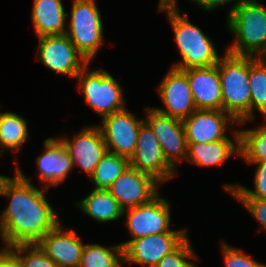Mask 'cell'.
Here are the masks:
<instances>
[{
	"label": "cell",
	"instance_id": "obj_12",
	"mask_svg": "<svg viewBox=\"0 0 266 267\" xmlns=\"http://www.w3.org/2000/svg\"><path fill=\"white\" fill-rule=\"evenodd\" d=\"M127 213V214H126ZM131 240L148 235L167 233L170 229V205L157 193L148 202L123 210Z\"/></svg>",
	"mask_w": 266,
	"mask_h": 267
},
{
	"label": "cell",
	"instance_id": "obj_35",
	"mask_svg": "<svg viewBox=\"0 0 266 267\" xmlns=\"http://www.w3.org/2000/svg\"><path fill=\"white\" fill-rule=\"evenodd\" d=\"M11 179V177L0 175V195L3 194L5 184Z\"/></svg>",
	"mask_w": 266,
	"mask_h": 267
},
{
	"label": "cell",
	"instance_id": "obj_33",
	"mask_svg": "<svg viewBox=\"0 0 266 267\" xmlns=\"http://www.w3.org/2000/svg\"><path fill=\"white\" fill-rule=\"evenodd\" d=\"M191 1H194L195 4L199 5V7L203 8V10L206 11H211V10L213 11V9L215 10L216 8H218L223 4H226L228 2H234V4L231 5L232 7H230V10L228 12L229 13L228 15H230L242 0H191Z\"/></svg>",
	"mask_w": 266,
	"mask_h": 267
},
{
	"label": "cell",
	"instance_id": "obj_4",
	"mask_svg": "<svg viewBox=\"0 0 266 267\" xmlns=\"http://www.w3.org/2000/svg\"><path fill=\"white\" fill-rule=\"evenodd\" d=\"M218 73L222 110L239 124H245L250 119L249 56H236L225 51L218 62Z\"/></svg>",
	"mask_w": 266,
	"mask_h": 267
},
{
	"label": "cell",
	"instance_id": "obj_11",
	"mask_svg": "<svg viewBox=\"0 0 266 267\" xmlns=\"http://www.w3.org/2000/svg\"><path fill=\"white\" fill-rule=\"evenodd\" d=\"M129 162L132 168L152 176L160 184L177 174L167 163L159 140L145 121L139 129L134 155Z\"/></svg>",
	"mask_w": 266,
	"mask_h": 267
},
{
	"label": "cell",
	"instance_id": "obj_27",
	"mask_svg": "<svg viewBox=\"0 0 266 267\" xmlns=\"http://www.w3.org/2000/svg\"><path fill=\"white\" fill-rule=\"evenodd\" d=\"M111 248L98 244L84 245L79 267H121L124 262L122 245Z\"/></svg>",
	"mask_w": 266,
	"mask_h": 267
},
{
	"label": "cell",
	"instance_id": "obj_8",
	"mask_svg": "<svg viewBox=\"0 0 266 267\" xmlns=\"http://www.w3.org/2000/svg\"><path fill=\"white\" fill-rule=\"evenodd\" d=\"M143 122V119H137L131 111H126V108L102 118V124L97 126L102 132L107 151L130 160L134 155Z\"/></svg>",
	"mask_w": 266,
	"mask_h": 267
},
{
	"label": "cell",
	"instance_id": "obj_21",
	"mask_svg": "<svg viewBox=\"0 0 266 267\" xmlns=\"http://www.w3.org/2000/svg\"><path fill=\"white\" fill-rule=\"evenodd\" d=\"M232 132L236 144L229 137L210 143H187L186 160L199 166H213L223 163L235 153L239 155V130Z\"/></svg>",
	"mask_w": 266,
	"mask_h": 267
},
{
	"label": "cell",
	"instance_id": "obj_16",
	"mask_svg": "<svg viewBox=\"0 0 266 267\" xmlns=\"http://www.w3.org/2000/svg\"><path fill=\"white\" fill-rule=\"evenodd\" d=\"M60 139L69 151L73 167L79 165L89 176L107 152L105 140L98 126L84 127L72 140Z\"/></svg>",
	"mask_w": 266,
	"mask_h": 267
},
{
	"label": "cell",
	"instance_id": "obj_17",
	"mask_svg": "<svg viewBox=\"0 0 266 267\" xmlns=\"http://www.w3.org/2000/svg\"><path fill=\"white\" fill-rule=\"evenodd\" d=\"M37 244L59 267H79L84 244L74 229L64 231L59 223Z\"/></svg>",
	"mask_w": 266,
	"mask_h": 267
},
{
	"label": "cell",
	"instance_id": "obj_25",
	"mask_svg": "<svg viewBox=\"0 0 266 267\" xmlns=\"http://www.w3.org/2000/svg\"><path fill=\"white\" fill-rule=\"evenodd\" d=\"M129 166L128 158L107 151L90 176L93 189H108Z\"/></svg>",
	"mask_w": 266,
	"mask_h": 267
},
{
	"label": "cell",
	"instance_id": "obj_1",
	"mask_svg": "<svg viewBox=\"0 0 266 267\" xmlns=\"http://www.w3.org/2000/svg\"><path fill=\"white\" fill-rule=\"evenodd\" d=\"M15 172L5 184L2 194L10 198L0 215V235L5 248L37 244L60 223L44 196L48 189L35 188L17 164Z\"/></svg>",
	"mask_w": 266,
	"mask_h": 267
},
{
	"label": "cell",
	"instance_id": "obj_32",
	"mask_svg": "<svg viewBox=\"0 0 266 267\" xmlns=\"http://www.w3.org/2000/svg\"><path fill=\"white\" fill-rule=\"evenodd\" d=\"M248 209L262 226L259 231L266 230V199H237Z\"/></svg>",
	"mask_w": 266,
	"mask_h": 267
},
{
	"label": "cell",
	"instance_id": "obj_26",
	"mask_svg": "<svg viewBox=\"0 0 266 267\" xmlns=\"http://www.w3.org/2000/svg\"><path fill=\"white\" fill-rule=\"evenodd\" d=\"M239 156L247 163L266 162V124L257 129L239 130Z\"/></svg>",
	"mask_w": 266,
	"mask_h": 267
},
{
	"label": "cell",
	"instance_id": "obj_37",
	"mask_svg": "<svg viewBox=\"0 0 266 267\" xmlns=\"http://www.w3.org/2000/svg\"><path fill=\"white\" fill-rule=\"evenodd\" d=\"M177 0H168V5H173Z\"/></svg>",
	"mask_w": 266,
	"mask_h": 267
},
{
	"label": "cell",
	"instance_id": "obj_14",
	"mask_svg": "<svg viewBox=\"0 0 266 267\" xmlns=\"http://www.w3.org/2000/svg\"><path fill=\"white\" fill-rule=\"evenodd\" d=\"M160 183L152 176L129 166L107 189L123 210L148 202Z\"/></svg>",
	"mask_w": 266,
	"mask_h": 267
},
{
	"label": "cell",
	"instance_id": "obj_19",
	"mask_svg": "<svg viewBox=\"0 0 266 267\" xmlns=\"http://www.w3.org/2000/svg\"><path fill=\"white\" fill-rule=\"evenodd\" d=\"M44 153L36 158L39 180L47 182L44 188L57 187L65 181L73 167L72 159L64 142L58 138L44 141Z\"/></svg>",
	"mask_w": 266,
	"mask_h": 267
},
{
	"label": "cell",
	"instance_id": "obj_36",
	"mask_svg": "<svg viewBox=\"0 0 266 267\" xmlns=\"http://www.w3.org/2000/svg\"><path fill=\"white\" fill-rule=\"evenodd\" d=\"M159 2H160V3H159L158 6L168 5V0H160Z\"/></svg>",
	"mask_w": 266,
	"mask_h": 267
},
{
	"label": "cell",
	"instance_id": "obj_29",
	"mask_svg": "<svg viewBox=\"0 0 266 267\" xmlns=\"http://www.w3.org/2000/svg\"><path fill=\"white\" fill-rule=\"evenodd\" d=\"M252 164H257L254 175L255 190H250L239 184L224 185L226 190L236 199H266V162Z\"/></svg>",
	"mask_w": 266,
	"mask_h": 267
},
{
	"label": "cell",
	"instance_id": "obj_31",
	"mask_svg": "<svg viewBox=\"0 0 266 267\" xmlns=\"http://www.w3.org/2000/svg\"><path fill=\"white\" fill-rule=\"evenodd\" d=\"M226 267H266L265 264L253 260L239 249L230 247L226 243L221 246Z\"/></svg>",
	"mask_w": 266,
	"mask_h": 267
},
{
	"label": "cell",
	"instance_id": "obj_22",
	"mask_svg": "<svg viewBox=\"0 0 266 267\" xmlns=\"http://www.w3.org/2000/svg\"><path fill=\"white\" fill-rule=\"evenodd\" d=\"M75 204L100 222L114 221L124 215L123 208L107 189H92L88 196Z\"/></svg>",
	"mask_w": 266,
	"mask_h": 267
},
{
	"label": "cell",
	"instance_id": "obj_28",
	"mask_svg": "<svg viewBox=\"0 0 266 267\" xmlns=\"http://www.w3.org/2000/svg\"><path fill=\"white\" fill-rule=\"evenodd\" d=\"M8 249L21 261L23 267H59L38 244H20Z\"/></svg>",
	"mask_w": 266,
	"mask_h": 267
},
{
	"label": "cell",
	"instance_id": "obj_6",
	"mask_svg": "<svg viewBox=\"0 0 266 267\" xmlns=\"http://www.w3.org/2000/svg\"><path fill=\"white\" fill-rule=\"evenodd\" d=\"M86 65L75 79L79 81L86 103L101 118L125 109L123 88L106 70L87 72Z\"/></svg>",
	"mask_w": 266,
	"mask_h": 267
},
{
	"label": "cell",
	"instance_id": "obj_20",
	"mask_svg": "<svg viewBox=\"0 0 266 267\" xmlns=\"http://www.w3.org/2000/svg\"><path fill=\"white\" fill-rule=\"evenodd\" d=\"M62 0H34L31 19L38 38L66 34V19ZM65 27V28H64Z\"/></svg>",
	"mask_w": 266,
	"mask_h": 267
},
{
	"label": "cell",
	"instance_id": "obj_13",
	"mask_svg": "<svg viewBox=\"0 0 266 267\" xmlns=\"http://www.w3.org/2000/svg\"><path fill=\"white\" fill-rule=\"evenodd\" d=\"M158 88L161 100L166 107L165 109L155 108L160 113L183 120L197 109L187 74L183 70L172 67Z\"/></svg>",
	"mask_w": 266,
	"mask_h": 267
},
{
	"label": "cell",
	"instance_id": "obj_2",
	"mask_svg": "<svg viewBox=\"0 0 266 267\" xmlns=\"http://www.w3.org/2000/svg\"><path fill=\"white\" fill-rule=\"evenodd\" d=\"M227 25L236 40L226 52L236 56L266 55V7L255 0H242L227 16Z\"/></svg>",
	"mask_w": 266,
	"mask_h": 267
},
{
	"label": "cell",
	"instance_id": "obj_30",
	"mask_svg": "<svg viewBox=\"0 0 266 267\" xmlns=\"http://www.w3.org/2000/svg\"><path fill=\"white\" fill-rule=\"evenodd\" d=\"M188 237L172 252L165 255L154 267H196L187 259H198Z\"/></svg>",
	"mask_w": 266,
	"mask_h": 267
},
{
	"label": "cell",
	"instance_id": "obj_7",
	"mask_svg": "<svg viewBox=\"0 0 266 267\" xmlns=\"http://www.w3.org/2000/svg\"><path fill=\"white\" fill-rule=\"evenodd\" d=\"M187 231L171 230L121 243L123 261L154 267L165 255L175 250L188 236Z\"/></svg>",
	"mask_w": 266,
	"mask_h": 267
},
{
	"label": "cell",
	"instance_id": "obj_18",
	"mask_svg": "<svg viewBox=\"0 0 266 267\" xmlns=\"http://www.w3.org/2000/svg\"><path fill=\"white\" fill-rule=\"evenodd\" d=\"M183 71L187 74L196 108L222 110L218 63L209 67L189 68Z\"/></svg>",
	"mask_w": 266,
	"mask_h": 267
},
{
	"label": "cell",
	"instance_id": "obj_23",
	"mask_svg": "<svg viewBox=\"0 0 266 267\" xmlns=\"http://www.w3.org/2000/svg\"><path fill=\"white\" fill-rule=\"evenodd\" d=\"M249 86L251 91L250 119L254 118L253 110L266 117V59L249 56Z\"/></svg>",
	"mask_w": 266,
	"mask_h": 267
},
{
	"label": "cell",
	"instance_id": "obj_34",
	"mask_svg": "<svg viewBox=\"0 0 266 267\" xmlns=\"http://www.w3.org/2000/svg\"><path fill=\"white\" fill-rule=\"evenodd\" d=\"M0 267H23L21 261L8 249L0 250Z\"/></svg>",
	"mask_w": 266,
	"mask_h": 267
},
{
	"label": "cell",
	"instance_id": "obj_3",
	"mask_svg": "<svg viewBox=\"0 0 266 267\" xmlns=\"http://www.w3.org/2000/svg\"><path fill=\"white\" fill-rule=\"evenodd\" d=\"M158 10L167 13L174 30V38L182 56V61L173 67L184 70L189 68L209 67L217 64L220 57L214 43L200 28L179 14L180 9L175 2L173 5H162Z\"/></svg>",
	"mask_w": 266,
	"mask_h": 267
},
{
	"label": "cell",
	"instance_id": "obj_15",
	"mask_svg": "<svg viewBox=\"0 0 266 267\" xmlns=\"http://www.w3.org/2000/svg\"><path fill=\"white\" fill-rule=\"evenodd\" d=\"M182 122L187 143H210L227 139V125L238 123L229 113L210 109H196Z\"/></svg>",
	"mask_w": 266,
	"mask_h": 267
},
{
	"label": "cell",
	"instance_id": "obj_9",
	"mask_svg": "<svg viewBox=\"0 0 266 267\" xmlns=\"http://www.w3.org/2000/svg\"><path fill=\"white\" fill-rule=\"evenodd\" d=\"M39 39V61L50 70L76 78L89 62L75 48L66 34L43 36Z\"/></svg>",
	"mask_w": 266,
	"mask_h": 267
},
{
	"label": "cell",
	"instance_id": "obj_24",
	"mask_svg": "<svg viewBox=\"0 0 266 267\" xmlns=\"http://www.w3.org/2000/svg\"><path fill=\"white\" fill-rule=\"evenodd\" d=\"M27 139L28 128L24 118L12 112L0 113V146L3 149L0 154L6 149L20 150Z\"/></svg>",
	"mask_w": 266,
	"mask_h": 267
},
{
	"label": "cell",
	"instance_id": "obj_5",
	"mask_svg": "<svg viewBox=\"0 0 266 267\" xmlns=\"http://www.w3.org/2000/svg\"><path fill=\"white\" fill-rule=\"evenodd\" d=\"M66 35L90 63L103 44V23L95 0H73Z\"/></svg>",
	"mask_w": 266,
	"mask_h": 267
},
{
	"label": "cell",
	"instance_id": "obj_10",
	"mask_svg": "<svg viewBox=\"0 0 266 267\" xmlns=\"http://www.w3.org/2000/svg\"><path fill=\"white\" fill-rule=\"evenodd\" d=\"M144 121L159 140L167 163L176 171V162L187 158L188 145L182 120L160 113L153 107L147 109Z\"/></svg>",
	"mask_w": 266,
	"mask_h": 267
}]
</instances>
